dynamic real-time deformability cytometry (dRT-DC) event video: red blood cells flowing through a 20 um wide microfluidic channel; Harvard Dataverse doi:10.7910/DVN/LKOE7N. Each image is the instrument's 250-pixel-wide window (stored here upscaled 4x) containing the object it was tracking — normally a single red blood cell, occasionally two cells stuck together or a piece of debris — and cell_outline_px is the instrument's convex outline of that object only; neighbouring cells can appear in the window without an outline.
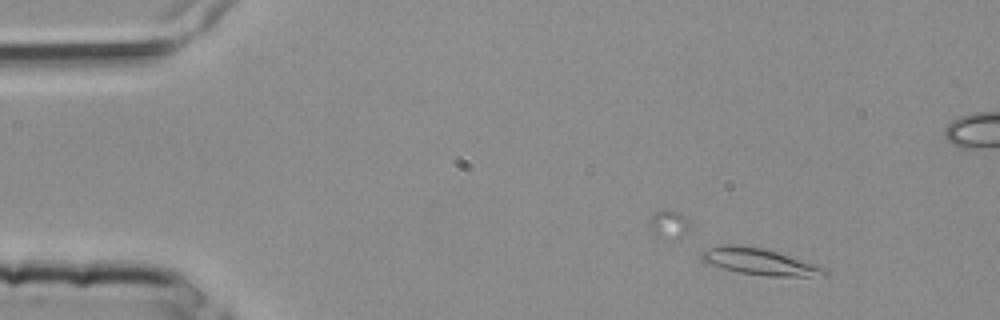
{"species": "common noctule bat (a hibernating species)", "species_latin": "Nyctalus noctula", "temperature_condition": "room temperature", "stored_images_in_passage": 8, "camera_frame_rate_fps": 3000, "um_per_image_px": 0.085, "animal": {"sex": "female", "body_mass_g": 25.1}, "frame": {"image": 1, "passage_image": 3, "time_ms": 0.667, "image_size_px": [1000, 320], "cell_outline_px": [[828, 276], [768, 276], [740, 272], [724, 268], [700, 260], [700, 252], [708, 248], [728, 244], [736, 244], [764, 248], [816, 264], [824, 268], [828, 272]], "centroid_in_image_um": [64.57, 22.23], "position_along_channel_um": 20.4, "area_um2": 18.84}}
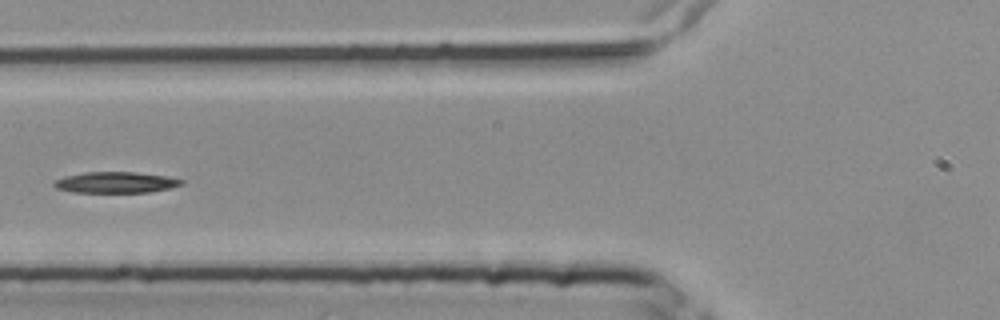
{"frame": {"image": 2, "passage_image": 6, "time_ms": 1.667, "image_size_px": [1000, 320], "cell_outline_px": [[184, 184], [168, 188], [148, 192], [76, 192], [56, 188], [52, 184], [56, 180], [64, 176], [84, 172], [136, 172], [168, 176], [184, 180]], "centroid_in_image_um": [9.85, 15.49], "position_along_channel_um": 115.9, "area_um2": 15.55}}